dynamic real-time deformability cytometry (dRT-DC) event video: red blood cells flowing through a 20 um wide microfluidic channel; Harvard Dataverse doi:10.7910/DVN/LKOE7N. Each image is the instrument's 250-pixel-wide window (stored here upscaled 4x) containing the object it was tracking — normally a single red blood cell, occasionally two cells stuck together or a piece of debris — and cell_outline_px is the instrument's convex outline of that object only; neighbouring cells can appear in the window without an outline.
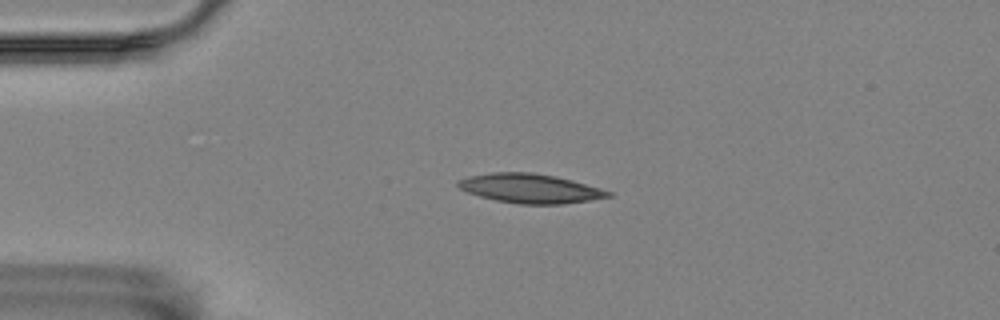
{"species": "Egyptian fruit bat (a non-hibernating species)", "species_latin": "Rousettus aegyptiacus", "temperature_condition": "room temperature", "stored_images_in_passage": 49, "camera_frame_rate_fps": 3000, "um_per_image_px": 0.085, "animal": {"sex": "female"}, "frame": {"image": 1, "passage_image": 12, "time_ms": 3.667, "image_size_px": [1000, 320], "cell_outline_px": [[612, 196], [588, 200], [560, 204], [520, 204], [496, 200], [480, 196], [468, 192], [460, 188], [456, 184], [456, 180], [468, 176], [492, 172], [532, 172], [556, 176], [572, 180], [600, 188], [612, 192]], "centroid_in_image_um": [45.03, 16.0], "position_along_channel_um": 40.0, "area_um2": 25.49}}
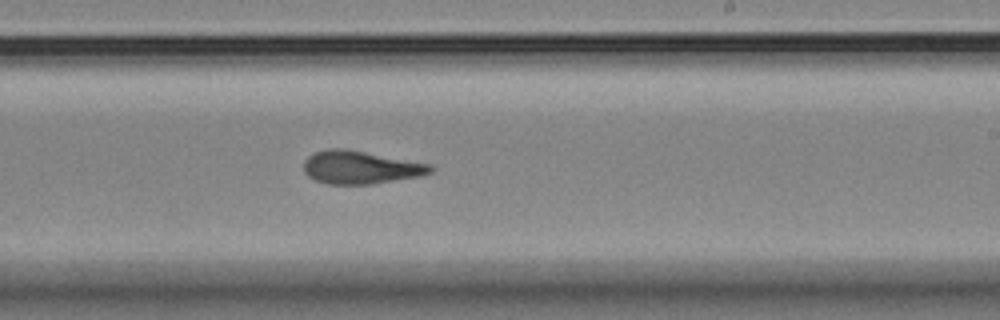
{"frame": {"image": 2, "passage_image": 33, "time_ms": 10.667, "image_size_px": [1000, 320], "cell_outline_px": [[436, 168], [432, 172], [420, 176], [372, 184], [328, 184], [316, 180], [308, 176], [304, 172], [304, 160], [308, 156], [316, 152], [332, 148], [344, 148], [432, 164]], "centroid_in_image_um": [30.67, 14.23], "position_along_channel_um": 258.3, "area_um2": 24.39}}
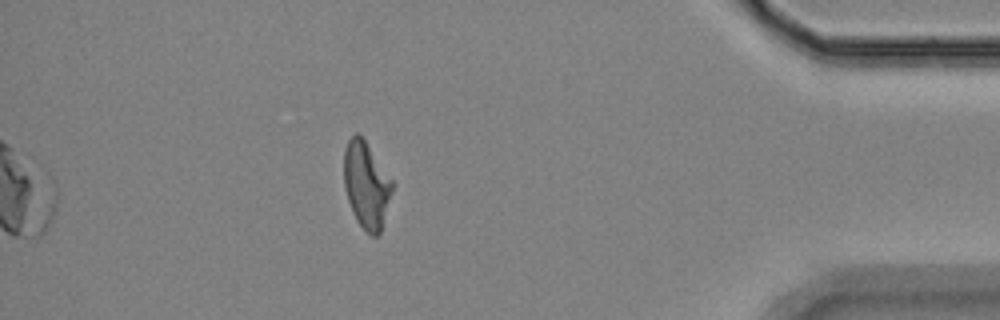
{"frame": {"image": 3, "passage_image": 49, "time_ms": 16.0, "image_size_px": [1000, 320], "cell_outline_px": [[392, 192], [380, 232], [376, 236], [372, 236], [356, 220], [352, 212], [344, 188], [344, 148], [348, 140], [356, 132], [364, 140], [392, 180]], "centroid_in_image_um": [31.11, 15.72], "position_along_channel_um": 404.1, "area_um2": 23.87}, "authors_computed_cell_mechanics": {"area_um2": 24.565, "velocity_mm_per_s": 3.5061, "shape_relaxation_time_tau1_ms": 8.5604, "shape_relaxation_time_tau2_ms": 3.9562, "deformation_change_tau1": 0.2003, "deformation_change_tau2": 0.1252}}